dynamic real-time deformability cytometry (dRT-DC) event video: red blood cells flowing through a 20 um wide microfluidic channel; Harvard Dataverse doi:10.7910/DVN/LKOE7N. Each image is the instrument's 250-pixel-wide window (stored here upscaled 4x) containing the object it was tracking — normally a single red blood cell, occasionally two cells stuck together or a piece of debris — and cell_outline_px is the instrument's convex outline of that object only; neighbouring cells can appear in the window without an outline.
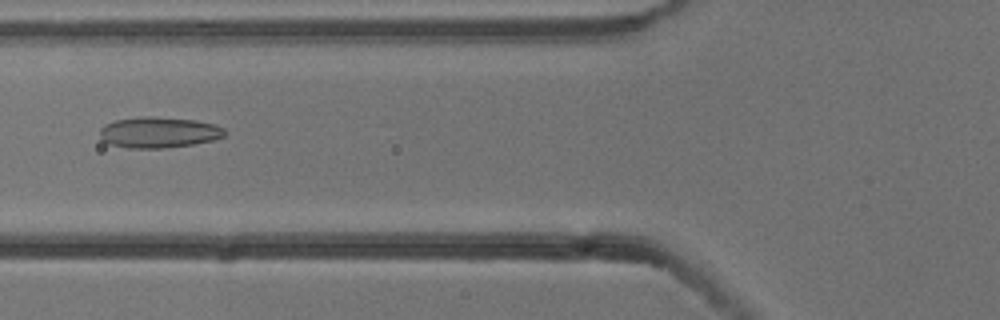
{"species": "common noctule bat (a hibernating species)", "species_latin": "Nyctalus noctula", "temperature_condition": "cold", "stored_images_in_passage": 6, "camera_frame_rate_fps": 3000, "um_per_image_px": 0.085, "animal": {"sex": "male", "body_mass_g": 13.3}, "frame": {"image": 1, "passage_image": 6, "time_ms": 1.667, "image_size_px": [1000, 320], "cell_outline_px": [[224, 136], [212, 140], [192, 144], [164, 148], [128, 148], [108, 144], [100, 140], [100, 128], [104, 124], [116, 120], [140, 116], [152, 116], [196, 120], [216, 124], [224, 128]], "centroid_in_image_um": [13.45, 11.24], "position_along_channel_um": 112.4, "area_um2": 22.66}}